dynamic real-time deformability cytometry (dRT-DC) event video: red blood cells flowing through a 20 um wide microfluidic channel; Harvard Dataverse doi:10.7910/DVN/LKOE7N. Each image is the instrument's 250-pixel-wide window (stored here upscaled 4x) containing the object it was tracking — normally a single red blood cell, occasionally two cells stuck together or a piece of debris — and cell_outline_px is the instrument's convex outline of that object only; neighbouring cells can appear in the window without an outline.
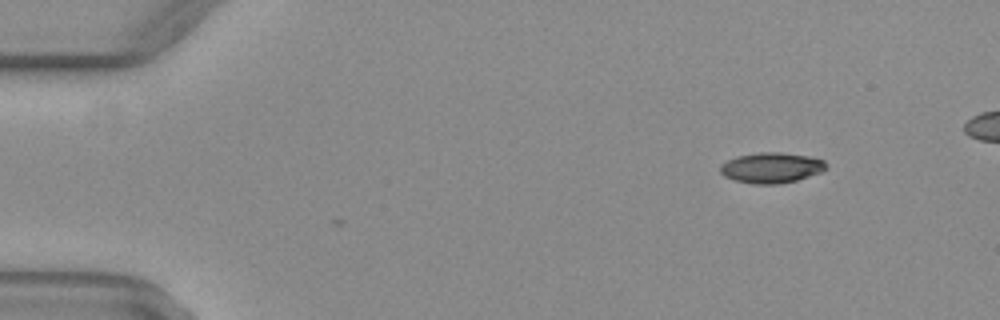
{"species": "common noctule bat (a hibernating species)", "species_latin": "Nyctalus noctula", "temperature_condition": "warm", "stored_images_in_passage": 3, "camera_frame_rate_fps": 3000, "um_per_image_px": 0.085, "animal": {"sex": "female", "body_mass_g": 29.2, "forearm_length_mm": 56.3}, "frame": {"image": 1, "passage_image": 1, "time_ms": 0.0, "image_size_px": [1000, 320], "cell_outline_px": [[828, 168], [820, 172], [796, 180], [776, 184], [756, 184], [736, 180], [724, 176], [720, 172], [720, 164], [736, 156], [760, 152], [780, 152], [808, 156], [824, 160], [828, 164]], "centroid_in_image_um": [65.57, 14.24], "position_along_channel_um": 19.4, "area_um2": 18.73}}